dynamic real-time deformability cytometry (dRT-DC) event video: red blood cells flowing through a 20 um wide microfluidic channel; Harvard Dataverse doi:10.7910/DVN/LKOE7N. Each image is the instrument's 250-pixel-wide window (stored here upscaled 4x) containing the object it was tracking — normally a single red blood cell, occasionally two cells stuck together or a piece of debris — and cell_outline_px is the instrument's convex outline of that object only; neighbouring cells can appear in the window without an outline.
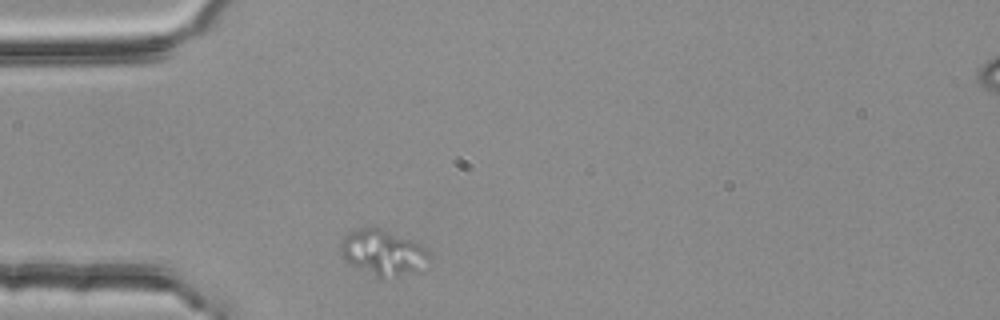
{"species": "common noctule bat (a hibernating species)", "species_latin": "Nyctalus noctula", "temperature_condition": "room temperature", "stored_images_in_passage": 1, "camera_frame_rate_fps": 3000, "um_per_image_px": 0.085, "animal": {"sex": "female", "body_mass_g": 25.1}, "frame": {"image": 1, "passage_image": 1, "time_ms": 0.0, "image_size_px": [1000, 320], "cell_outline_px": [[428, 260], [420, 272], [396, 276], [376, 276], [348, 264], [340, 256], [340, 244], [344, 236], [360, 228], [380, 228], [412, 240], [420, 244], [428, 252]], "centroid_in_image_um": [32.53, 21.48], "position_along_channel_um": 52.5, "area_um2": 23.29}}